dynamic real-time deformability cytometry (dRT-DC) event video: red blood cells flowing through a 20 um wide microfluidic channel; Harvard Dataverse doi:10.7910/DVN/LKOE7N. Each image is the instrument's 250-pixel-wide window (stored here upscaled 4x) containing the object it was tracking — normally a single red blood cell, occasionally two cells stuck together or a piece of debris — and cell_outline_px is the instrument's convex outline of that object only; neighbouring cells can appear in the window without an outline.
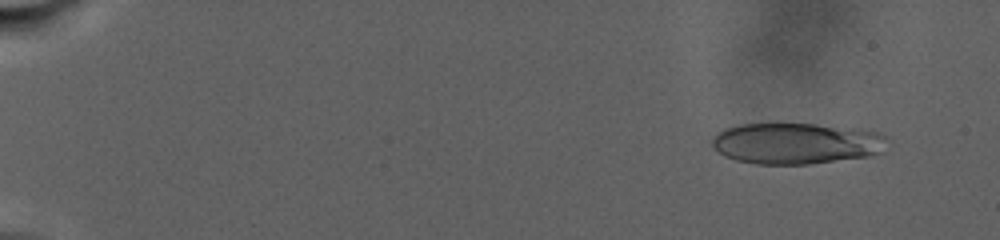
{"species": "human", "species_latin": "Homo sapiens", "temperature_condition": "warm", "stored_images_in_passage": 63, "camera_frame_rate_fps": 3000, "um_per_image_px": 0.085, "donor": {"sex": "male"}, "frame": {"image": 1, "passage_image": 14, "time_ms": 2.333, "image_size_px": [1000, 240], "cell_outline_px": [[892, 140], [880, 152], [868, 156], [808, 164], [756, 164], [736, 160], [724, 156], [712, 144], [712, 140], [724, 128], [740, 124], [812, 124], [856, 128], [880, 132]], "centroid_in_image_um": [67.75, 12.18], "position_along_channel_um": 17.3, "area_um2": 42.02}}
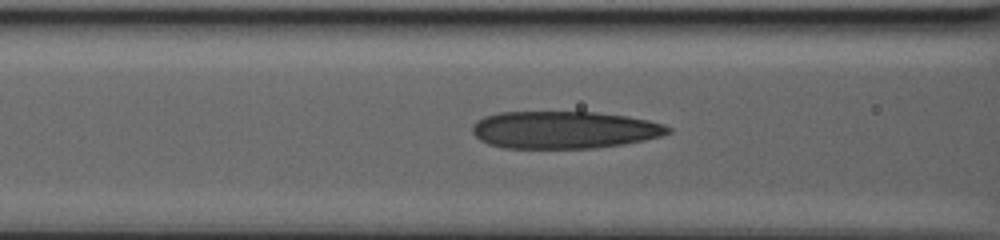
{"frame": {"image": 2, "passage_image": 55, "time_ms": 13.0, "image_size_px": [1000, 240], "cell_outline_px": [[672, 132], [660, 136], [644, 140], [624, 144], [592, 148], [504, 148], [488, 144], [480, 140], [472, 132], [472, 124], [476, 120], [484, 116], [500, 112], [596, 112], [628, 116], [648, 120], [664, 124], [672, 128]], "centroid_in_image_um": [47.94, 11.03], "position_along_channel_um": 118.7, "area_um2": 42.89}}
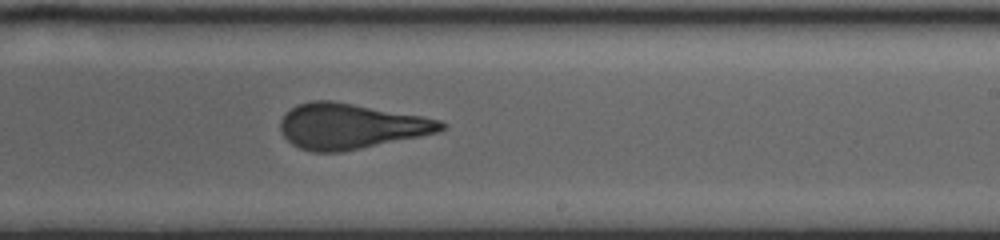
{"frame": {"image": 3, "passage_image": 63, "time_ms": 18.667, "image_size_px": [1000, 240], "cell_outline_px": [[448, 128], [440, 132], [340, 152], [312, 152], [300, 148], [292, 144], [280, 132], [280, 120], [296, 104], [312, 100], [332, 100], [420, 116], [440, 120], [448, 124]], "centroid_in_image_um": [29.8, 10.72], "position_along_channel_um": 259.2, "area_um2": 42.31}}